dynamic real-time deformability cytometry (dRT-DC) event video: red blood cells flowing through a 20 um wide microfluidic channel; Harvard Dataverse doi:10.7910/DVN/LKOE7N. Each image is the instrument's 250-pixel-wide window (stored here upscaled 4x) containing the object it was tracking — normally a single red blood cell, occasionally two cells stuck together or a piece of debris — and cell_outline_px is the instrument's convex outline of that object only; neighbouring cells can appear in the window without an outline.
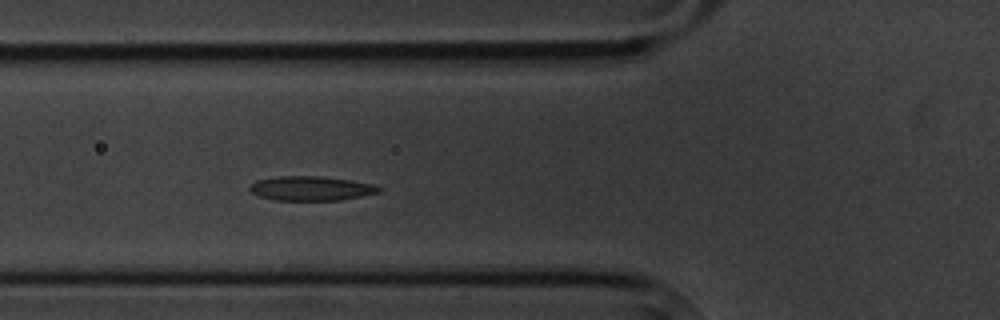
{"species": "common noctule bat (a hibernating species)", "species_latin": "Nyctalus noctula", "temperature_condition": "cold", "stored_images_in_passage": 5, "camera_frame_rate_fps": 3000, "um_per_image_px": 0.085, "animal": {"sex": "male", "body_mass_g": 20.1, "forearm_length_mm": 53.5}, "frame": {"image": 1, "passage_image": 5, "time_ms": 4.667, "image_size_px": [1000, 320], "cell_outline_px": [[380, 192], [340, 200], [276, 200], [260, 196], [252, 192], [248, 188], [256, 180], [276, 176], [320, 176], [376, 184], [380, 188]], "centroid_in_image_um": [26.43, 16.01], "position_along_channel_um": 99.4, "area_um2": 18.21}}